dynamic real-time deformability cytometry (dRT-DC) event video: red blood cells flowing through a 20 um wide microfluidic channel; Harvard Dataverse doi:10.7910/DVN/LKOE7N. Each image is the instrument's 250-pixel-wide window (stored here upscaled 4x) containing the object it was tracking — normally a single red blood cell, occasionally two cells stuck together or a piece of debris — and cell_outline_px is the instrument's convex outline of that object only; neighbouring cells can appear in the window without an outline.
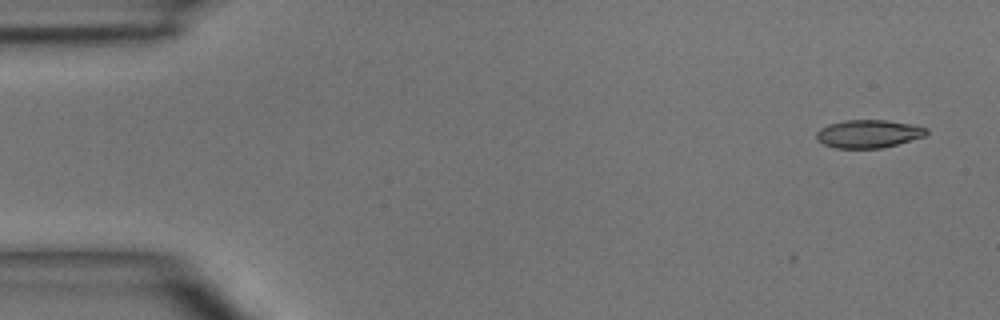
{"species": "common noctule bat (a hibernating species)", "species_latin": "Nyctalus noctula", "temperature_condition": "room temperature", "stored_images_in_passage": 4, "camera_frame_rate_fps": 3000, "um_per_image_px": 0.085, "animal": {"sex": "male", "body_mass_g": 15.6}, "frame": {"image": 1, "passage_image": 1, "time_ms": 0.0, "image_size_px": [1000, 320], "cell_outline_px": [[928, 132], [924, 136], [896, 144], [880, 148], [836, 148], [824, 144], [816, 140], [816, 132], [820, 128], [828, 124], [844, 120], [888, 120], [928, 128]], "centroid_in_image_um": [73.77, 11.37], "position_along_channel_um": 11.2, "area_um2": 17.86}}